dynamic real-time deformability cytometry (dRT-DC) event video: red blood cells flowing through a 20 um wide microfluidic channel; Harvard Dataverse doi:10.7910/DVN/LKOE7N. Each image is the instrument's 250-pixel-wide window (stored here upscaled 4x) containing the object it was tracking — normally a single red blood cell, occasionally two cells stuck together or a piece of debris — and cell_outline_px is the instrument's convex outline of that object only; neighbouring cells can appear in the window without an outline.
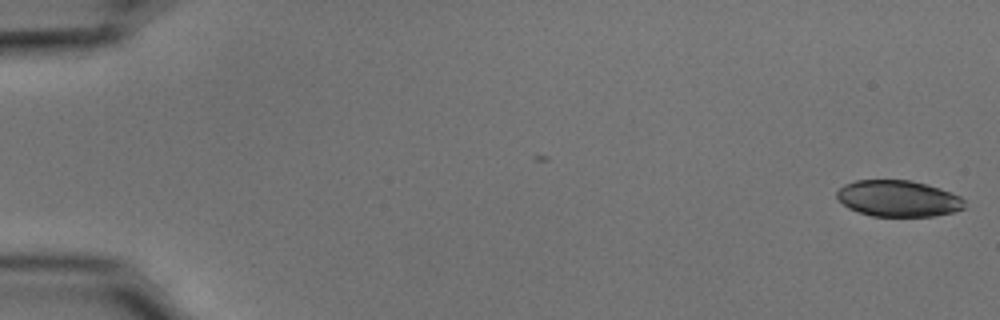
{"species": "common noctule bat (a hibernating species)", "species_latin": "Nyctalus noctula", "temperature_condition": "cold", "stored_images_in_passage": 54, "camera_frame_rate_fps": 3000, "um_per_image_px": 0.085, "animal": {"sex": "male", "body_mass_g": 15.6}, "frame": {"image": 1, "passage_image": 1, "time_ms": 0.0, "image_size_px": [1000, 320], "cell_outline_px": [[964, 208], [952, 212], [932, 216], [872, 216], [848, 208], [836, 200], [836, 192], [844, 184], [856, 180], [912, 180], [940, 188], [960, 196], [964, 200]], "centroid_in_image_um": [76.31, 16.87], "position_along_channel_um": 8.7, "area_um2": 27.05}}
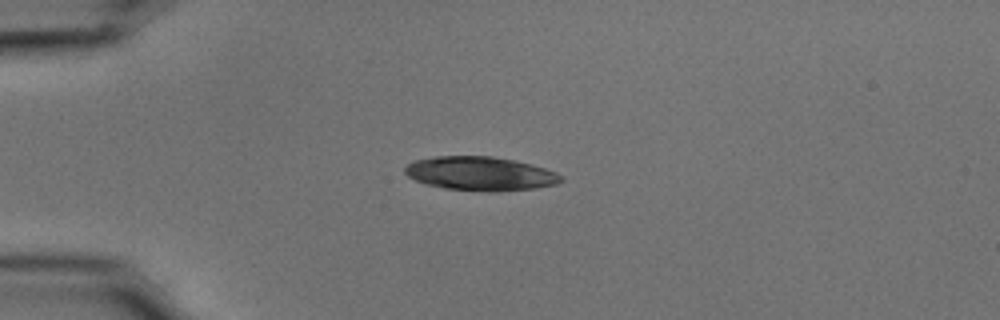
{"frame": {"image": 2, "passage_image": 14, "time_ms": 4.333, "image_size_px": [1000, 320], "cell_outline_px": [[564, 180], [556, 184], [532, 188], [496, 192], [488, 192], [444, 188], [428, 184], [416, 180], [408, 176], [404, 172], [404, 168], [408, 164], [416, 160], [432, 156], [492, 156], [516, 160], [544, 168], [556, 172]], "centroid_in_image_um": [40.82, 14.75], "position_along_channel_um": 44.2, "area_um2": 30.75}}